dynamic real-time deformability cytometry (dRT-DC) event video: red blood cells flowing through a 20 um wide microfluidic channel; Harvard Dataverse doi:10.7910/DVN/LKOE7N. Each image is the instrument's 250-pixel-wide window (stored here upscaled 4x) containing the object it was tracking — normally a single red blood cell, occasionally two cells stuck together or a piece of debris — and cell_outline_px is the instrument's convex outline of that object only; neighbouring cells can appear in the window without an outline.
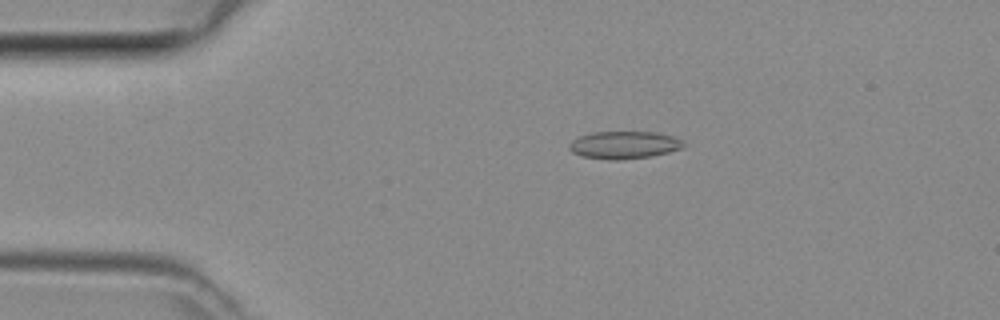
{"species": "common noctule bat (a hibernating species)", "species_latin": "Nyctalus noctula", "temperature_condition": "room temperature", "stored_images_in_passage": 42, "camera_frame_rate_fps": 3000, "um_per_image_px": 0.085, "animal": {"sex": "female", "body_mass_g": 29.2, "forearm_length_mm": 56.3}, "frame": {"image": 1, "passage_image": 5, "time_ms": 1.333, "image_size_px": [1000, 320], "cell_outline_px": [[684, 144], [680, 148], [668, 152], [652, 156], [616, 160], [612, 160], [584, 156], [572, 152], [568, 148], [568, 144], [572, 140], [580, 136], [592, 132], [656, 132], [672, 136], [680, 140]], "centroid_in_image_um": [53.01, 12.31], "position_along_channel_um": 32.0, "area_um2": 18.09}}
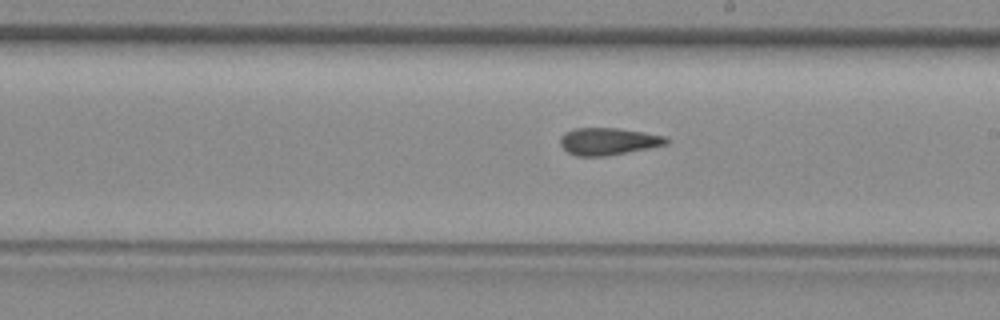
{"frame": {"image": 2, "passage_image": 22, "time_ms": 7.0, "image_size_px": [1000, 320], "cell_outline_px": [[668, 144], [648, 148], [604, 156], [576, 156], [568, 152], [560, 144], [560, 136], [564, 132], [576, 128], [616, 128], [644, 132], [664, 136], [668, 140]], "centroid_in_image_um": [51.67, 12.01], "position_along_channel_um": 237.3, "area_um2": 16.65}}
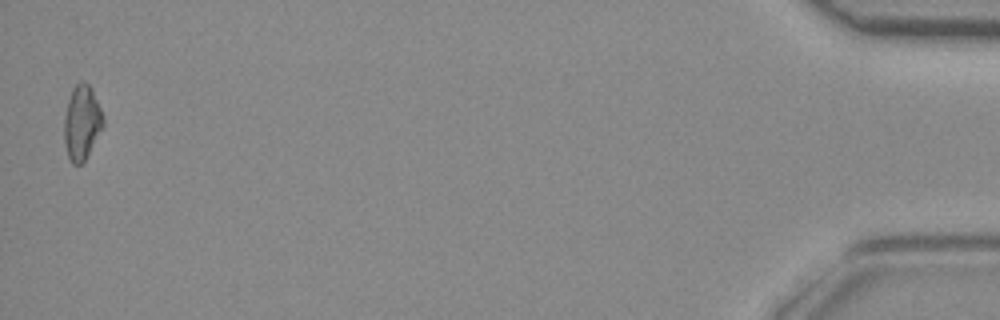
{"frame": {"image": 3, "passage_image": 42, "time_ms": 13.667, "image_size_px": [1000, 320], "cell_outline_px": [[104, 124], [84, 160], [80, 164], [72, 164], [68, 156], [64, 140], [64, 116], [68, 100], [72, 88], [80, 80], [84, 80], [92, 88], [100, 108], [104, 120]], "centroid_in_image_um": [6.94, 10.37], "position_along_channel_um": 428.3, "area_um2": 16.76}}